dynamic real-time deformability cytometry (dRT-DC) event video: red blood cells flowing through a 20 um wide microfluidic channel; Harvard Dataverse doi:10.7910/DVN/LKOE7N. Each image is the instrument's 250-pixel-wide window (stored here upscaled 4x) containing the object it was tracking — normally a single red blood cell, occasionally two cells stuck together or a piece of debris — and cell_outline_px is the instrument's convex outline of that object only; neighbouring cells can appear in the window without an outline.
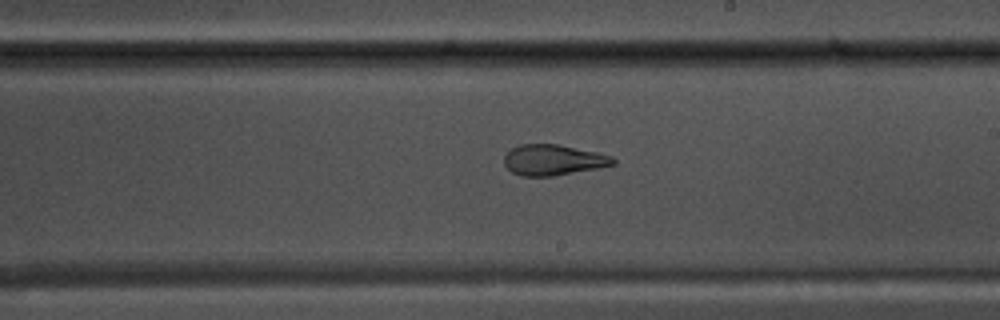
{"species": "common noctule bat (a hibernating species)", "species_latin": "Nyctalus noctula", "temperature_condition": "warm", "stored_images_in_passage": 49, "camera_frame_rate_fps": 3000, "um_per_image_px": 0.085, "animal": {"sex": "male", "body_mass_g": 17.5, "forearm_length_mm": 52.3}, "frame": {"image": 1, "passage_image": 26, "time_ms": 8.333, "image_size_px": [1000, 320], "cell_outline_px": [[616, 164], [596, 168], [552, 176], [520, 176], [512, 172], [504, 164], [504, 156], [512, 148], [520, 144], [556, 144], [596, 152], [612, 156], [616, 160]], "centroid_in_image_um": [47.01, 13.6], "position_along_channel_um": 242.0, "area_um2": 19.31}}
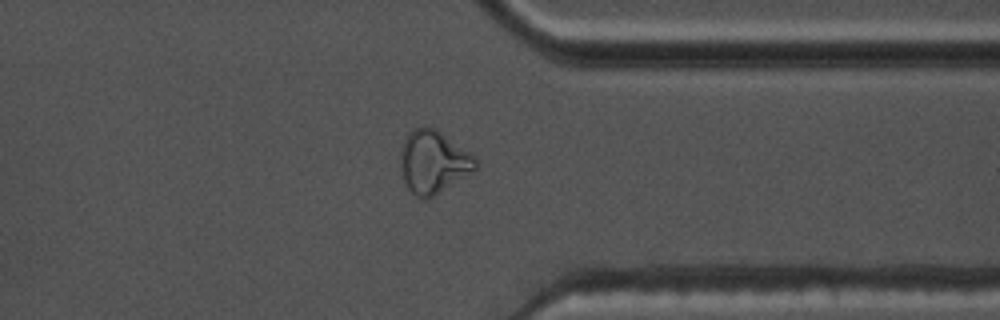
{"frame": {"image": 2, "passage_image": 37, "time_ms": 12.0, "image_size_px": [1000, 320], "cell_outline_px": [[480, 164], [476, 168], [432, 196], [424, 200], [420, 200], [408, 188], [404, 180], [400, 168], [400, 148], [408, 132], [416, 128], [436, 128], [476, 156], [480, 160]], "centroid_in_image_um": [36.82, 13.74], "position_along_channel_um": 374.6, "area_um2": 27.34}}
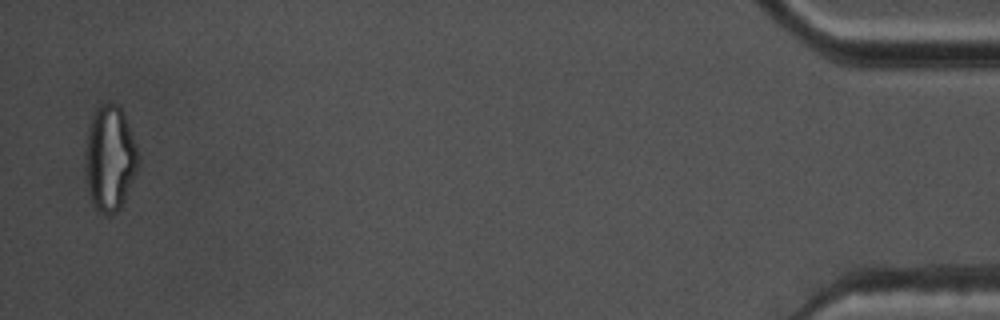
{"frame": {"image": 3, "passage_image": 48, "time_ms": 15.667, "image_size_px": [1000, 320], "cell_outline_px": [[140, 160], [124, 200], [120, 208], [116, 212], [108, 216], [104, 216], [96, 208], [92, 200], [88, 184], [84, 160], [84, 152], [88, 132], [92, 116], [96, 108], [108, 100], [116, 104], [124, 112], [136, 144], [140, 156]], "centroid_in_image_um": [9.35, 13.42], "position_along_channel_um": 425.9, "area_um2": 32.54}, "authors_computed_cell_mechanics": {"area_um2": 21.675, "velocity_mm_per_s": 3.7008, "shape_relaxation_time_tau1_ms": 7.6041, "shape_relaxation_time_tau2_ms": 1.5478, "deformation_change_tau1": 0.2497, "deformation_change_tau2": 0.0996}}